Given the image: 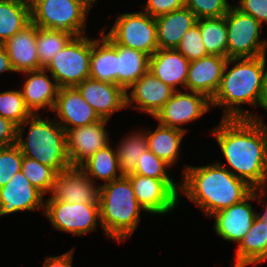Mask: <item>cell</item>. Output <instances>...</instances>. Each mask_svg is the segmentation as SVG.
I'll return each mask as SVG.
<instances>
[{
  "mask_svg": "<svg viewBox=\"0 0 267 267\" xmlns=\"http://www.w3.org/2000/svg\"><path fill=\"white\" fill-rule=\"evenodd\" d=\"M32 115L24 102L20 89L0 93V116L10 120L18 127Z\"/></svg>",
  "mask_w": 267,
  "mask_h": 267,
  "instance_id": "obj_34",
  "label": "cell"
},
{
  "mask_svg": "<svg viewBox=\"0 0 267 267\" xmlns=\"http://www.w3.org/2000/svg\"><path fill=\"white\" fill-rule=\"evenodd\" d=\"M208 55L227 57V25L224 17L197 19Z\"/></svg>",
  "mask_w": 267,
  "mask_h": 267,
  "instance_id": "obj_32",
  "label": "cell"
},
{
  "mask_svg": "<svg viewBox=\"0 0 267 267\" xmlns=\"http://www.w3.org/2000/svg\"><path fill=\"white\" fill-rule=\"evenodd\" d=\"M267 66H265V71L263 74V81H262V90H261V99L262 103L260 107H262L267 112Z\"/></svg>",
  "mask_w": 267,
  "mask_h": 267,
  "instance_id": "obj_46",
  "label": "cell"
},
{
  "mask_svg": "<svg viewBox=\"0 0 267 267\" xmlns=\"http://www.w3.org/2000/svg\"><path fill=\"white\" fill-rule=\"evenodd\" d=\"M130 180L137 202L146 213L167 215L180 203V182L161 180L134 173L126 175Z\"/></svg>",
  "mask_w": 267,
  "mask_h": 267,
  "instance_id": "obj_11",
  "label": "cell"
},
{
  "mask_svg": "<svg viewBox=\"0 0 267 267\" xmlns=\"http://www.w3.org/2000/svg\"><path fill=\"white\" fill-rule=\"evenodd\" d=\"M74 248L59 256L46 257L43 267H73Z\"/></svg>",
  "mask_w": 267,
  "mask_h": 267,
  "instance_id": "obj_43",
  "label": "cell"
},
{
  "mask_svg": "<svg viewBox=\"0 0 267 267\" xmlns=\"http://www.w3.org/2000/svg\"><path fill=\"white\" fill-rule=\"evenodd\" d=\"M4 72H14V69L5 47L0 44V75Z\"/></svg>",
  "mask_w": 267,
  "mask_h": 267,
  "instance_id": "obj_44",
  "label": "cell"
},
{
  "mask_svg": "<svg viewBox=\"0 0 267 267\" xmlns=\"http://www.w3.org/2000/svg\"><path fill=\"white\" fill-rule=\"evenodd\" d=\"M126 136L117 144L115 149L119 170L123 176L134 172L139 158L148 149L145 131L138 130L128 133Z\"/></svg>",
  "mask_w": 267,
  "mask_h": 267,
  "instance_id": "obj_31",
  "label": "cell"
},
{
  "mask_svg": "<svg viewBox=\"0 0 267 267\" xmlns=\"http://www.w3.org/2000/svg\"><path fill=\"white\" fill-rule=\"evenodd\" d=\"M110 144L99 149L94 155L87 159L80 168L93 181L102 180L99 186L123 177L119 170V163L115 149ZM119 173V174H118Z\"/></svg>",
  "mask_w": 267,
  "mask_h": 267,
  "instance_id": "obj_29",
  "label": "cell"
},
{
  "mask_svg": "<svg viewBox=\"0 0 267 267\" xmlns=\"http://www.w3.org/2000/svg\"><path fill=\"white\" fill-rule=\"evenodd\" d=\"M148 149L171 167L178 162L184 131L158 124L154 131L145 130Z\"/></svg>",
  "mask_w": 267,
  "mask_h": 267,
  "instance_id": "obj_27",
  "label": "cell"
},
{
  "mask_svg": "<svg viewBox=\"0 0 267 267\" xmlns=\"http://www.w3.org/2000/svg\"><path fill=\"white\" fill-rule=\"evenodd\" d=\"M72 38L64 32L38 27L36 44L40 64L45 67Z\"/></svg>",
  "mask_w": 267,
  "mask_h": 267,
  "instance_id": "obj_33",
  "label": "cell"
},
{
  "mask_svg": "<svg viewBox=\"0 0 267 267\" xmlns=\"http://www.w3.org/2000/svg\"><path fill=\"white\" fill-rule=\"evenodd\" d=\"M266 55L255 58H228L222 73L220 86L211 99L212 107H223V119L252 118L255 114L241 109L262 103L261 90L266 66ZM236 62V63H235ZM230 64H234L231 69Z\"/></svg>",
  "mask_w": 267,
  "mask_h": 267,
  "instance_id": "obj_3",
  "label": "cell"
},
{
  "mask_svg": "<svg viewBox=\"0 0 267 267\" xmlns=\"http://www.w3.org/2000/svg\"><path fill=\"white\" fill-rule=\"evenodd\" d=\"M17 126L10 120L0 116V147L16 144Z\"/></svg>",
  "mask_w": 267,
  "mask_h": 267,
  "instance_id": "obj_42",
  "label": "cell"
},
{
  "mask_svg": "<svg viewBox=\"0 0 267 267\" xmlns=\"http://www.w3.org/2000/svg\"><path fill=\"white\" fill-rule=\"evenodd\" d=\"M22 161L23 155L16 144L0 147V188L21 171Z\"/></svg>",
  "mask_w": 267,
  "mask_h": 267,
  "instance_id": "obj_37",
  "label": "cell"
},
{
  "mask_svg": "<svg viewBox=\"0 0 267 267\" xmlns=\"http://www.w3.org/2000/svg\"><path fill=\"white\" fill-rule=\"evenodd\" d=\"M190 61L176 49H157L149 57L148 71L175 91L184 87L188 77Z\"/></svg>",
  "mask_w": 267,
  "mask_h": 267,
  "instance_id": "obj_22",
  "label": "cell"
},
{
  "mask_svg": "<svg viewBox=\"0 0 267 267\" xmlns=\"http://www.w3.org/2000/svg\"><path fill=\"white\" fill-rule=\"evenodd\" d=\"M225 19L227 58H255L266 55L267 40H260L263 25L259 21L241 12L234 5L225 15Z\"/></svg>",
  "mask_w": 267,
  "mask_h": 267,
  "instance_id": "obj_8",
  "label": "cell"
},
{
  "mask_svg": "<svg viewBox=\"0 0 267 267\" xmlns=\"http://www.w3.org/2000/svg\"><path fill=\"white\" fill-rule=\"evenodd\" d=\"M45 195L34 187L23 171L17 172L0 188V217L33 210H44Z\"/></svg>",
  "mask_w": 267,
  "mask_h": 267,
  "instance_id": "obj_16",
  "label": "cell"
},
{
  "mask_svg": "<svg viewBox=\"0 0 267 267\" xmlns=\"http://www.w3.org/2000/svg\"><path fill=\"white\" fill-rule=\"evenodd\" d=\"M235 254L234 264L255 266L267 260V223L259 215L237 245Z\"/></svg>",
  "mask_w": 267,
  "mask_h": 267,
  "instance_id": "obj_26",
  "label": "cell"
},
{
  "mask_svg": "<svg viewBox=\"0 0 267 267\" xmlns=\"http://www.w3.org/2000/svg\"><path fill=\"white\" fill-rule=\"evenodd\" d=\"M170 168L171 166L169 164L147 149L143 153V156L139 158L133 173L155 179L174 180L168 174Z\"/></svg>",
  "mask_w": 267,
  "mask_h": 267,
  "instance_id": "obj_36",
  "label": "cell"
},
{
  "mask_svg": "<svg viewBox=\"0 0 267 267\" xmlns=\"http://www.w3.org/2000/svg\"><path fill=\"white\" fill-rule=\"evenodd\" d=\"M43 214L56 230L76 236L93 232L100 224L99 204L45 201Z\"/></svg>",
  "mask_w": 267,
  "mask_h": 267,
  "instance_id": "obj_10",
  "label": "cell"
},
{
  "mask_svg": "<svg viewBox=\"0 0 267 267\" xmlns=\"http://www.w3.org/2000/svg\"><path fill=\"white\" fill-rule=\"evenodd\" d=\"M31 22L42 29L85 35L87 15L92 5L87 0H31Z\"/></svg>",
  "mask_w": 267,
  "mask_h": 267,
  "instance_id": "obj_6",
  "label": "cell"
},
{
  "mask_svg": "<svg viewBox=\"0 0 267 267\" xmlns=\"http://www.w3.org/2000/svg\"><path fill=\"white\" fill-rule=\"evenodd\" d=\"M159 49H176L184 34L196 23V16L184 6L155 18Z\"/></svg>",
  "mask_w": 267,
  "mask_h": 267,
  "instance_id": "obj_25",
  "label": "cell"
},
{
  "mask_svg": "<svg viewBox=\"0 0 267 267\" xmlns=\"http://www.w3.org/2000/svg\"><path fill=\"white\" fill-rule=\"evenodd\" d=\"M92 6L97 2V0H87Z\"/></svg>",
  "mask_w": 267,
  "mask_h": 267,
  "instance_id": "obj_49",
  "label": "cell"
},
{
  "mask_svg": "<svg viewBox=\"0 0 267 267\" xmlns=\"http://www.w3.org/2000/svg\"><path fill=\"white\" fill-rule=\"evenodd\" d=\"M211 100L199 92L179 90L153 117L160 125L187 132L181 125L192 123L210 111Z\"/></svg>",
  "mask_w": 267,
  "mask_h": 267,
  "instance_id": "obj_12",
  "label": "cell"
},
{
  "mask_svg": "<svg viewBox=\"0 0 267 267\" xmlns=\"http://www.w3.org/2000/svg\"><path fill=\"white\" fill-rule=\"evenodd\" d=\"M100 31L98 39L91 38V60L89 78L118 85V52L115 44Z\"/></svg>",
  "mask_w": 267,
  "mask_h": 267,
  "instance_id": "obj_24",
  "label": "cell"
},
{
  "mask_svg": "<svg viewBox=\"0 0 267 267\" xmlns=\"http://www.w3.org/2000/svg\"><path fill=\"white\" fill-rule=\"evenodd\" d=\"M118 85L125 91L149 69V55L122 45H117Z\"/></svg>",
  "mask_w": 267,
  "mask_h": 267,
  "instance_id": "obj_28",
  "label": "cell"
},
{
  "mask_svg": "<svg viewBox=\"0 0 267 267\" xmlns=\"http://www.w3.org/2000/svg\"><path fill=\"white\" fill-rule=\"evenodd\" d=\"M100 186L80 167H69L57 173L51 197L46 201L99 204Z\"/></svg>",
  "mask_w": 267,
  "mask_h": 267,
  "instance_id": "obj_13",
  "label": "cell"
},
{
  "mask_svg": "<svg viewBox=\"0 0 267 267\" xmlns=\"http://www.w3.org/2000/svg\"><path fill=\"white\" fill-rule=\"evenodd\" d=\"M145 6L143 11L156 18L183 8L185 6V0H147Z\"/></svg>",
  "mask_w": 267,
  "mask_h": 267,
  "instance_id": "obj_40",
  "label": "cell"
},
{
  "mask_svg": "<svg viewBox=\"0 0 267 267\" xmlns=\"http://www.w3.org/2000/svg\"><path fill=\"white\" fill-rule=\"evenodd\" d=\"M254 200H257V196L252 191L241 202L213 214L211 218L215 220L216 234L223 240L236 242L238 245L258 215V212L256 213L251 205V201Z\"/></svg>",
  "mask_w": 267,
  "mask_h": 267,
  "instance_id": "obj_15",
  "label": "cell"
},
{
  "mask_svg": "<svg viewBox=\"0 0 267 267\" xmlns=\"http://www.w3.org/2000/svg\"><path fill=\"white\" fill-rule=\"evenodd\" d=\"M182 175L180 194L199 207L207 218L241 202L253 191L217 161L206 166L185 165Z\"/></svg>",
  "mask_w": 267,
  "mask_h": 267,
  "instance_id": "obj_2",
  "label": "cell"
},
{
  "mask_svg": "<svg viewBox=\"0 0 267 267\" xmlns=\"http://www.w3.org/2000/svg\"><path fill=\"white\" fill-rule=\"evenodd\" d=\"M232 267H246V265L233 264Z\"/></svg>",
  "mask_w": 267,
  "mask_h": 267,
  "instance_id": "obj_50",
  "label": "cell"
},
{
  "mask_svg": "<svg viewBox=\"0 0 267 267\" xmlns=\"http://www.w3.org/2000/svg\"><path fill=\"white\" fill-rule=\"evenodd\" d=\"M108 120L101 119L93 124L66 131L67 152L71 167H80L99 149L110 144L106 130Z\"/></svg>",
  "mask_w": 267,
  "mask_h": 267,
  "instance_id": "obj_14",
  "label": "cell"
},
{
  "mask_svg": "<svg viewBox=\"0 0 267 267\" xmlns=\"http://www.w3.org/2000/svg\"><path fill=\"white\" fill-rule=\"evenodd\" d=\"M233 5L241 12L253 16L261 24L267 25V0H239Z\"/></svg>",
  "mask_w": 267,
  "mask_h": 267,
  "instance_id": "obj_41",
  "label": "cell"
},
{
  "mask_svg": "<svg viewBox=\"0 0 267 267\" xmlns=\"http://www.w3.org/2000/svg\"><path fill=\"white\" fill-rule=\"evenodd\" d=\"M253 191L255 192L257 196V200H258L257 202L260 204H262V202L264 203L263 197H266L265 194L267 193V182L265 184H262L261 186L254 188ZM264 204H262L265 207L263 213H258V215L267 223V202Z\"/></svg>",
  "mask_w": 267,
  "mask_h": 267,
  "instance_id": "obj_45",
  "label": "cell"
},
{
  "mask_svg": "<svg viewBox=\"0 0 267 267\" xmlns=\"http://www.w3.org/2000/svg\"><path fill=\"white\" fill-rule=\"evenodd\" d=\"M211 133L226 160L217 163L253 189L267 182L265 139L252 118H221Z\"/></svg>",
  "mask_w": 267,
  "mask_h": 267,
  "instance_id": "obj_1",
  "label": "cell"
},
{
  "mask_svg": "<svg viewBox=\"0 0 267 267\" xmlns=\"http://www.w3.org/2000/svg\"><path fill=\"white\" fill-rule=\"evenodd\" d=\"M176 50L183 54L190 62L208 55L202 41L200 27L197 24L184 34Z\"/></svg>",
  "mask_w": 267,
  "mask_h": 267,
  "instance_id": "obj_38",
  "label": "cell"
},
{
  "mask_svg": "<svg viewBox=\"0 0 267 267\" xmlns=\"http://www.w3.org/2000/svg\"><path fill=\"white\" fill-rule=\"evenodd\" d=\"M29 125L26 138L25 128ZM16 145L23 156L53 168L57 173L71 167L65 129L53 118L33 114L17 127Z\"/></svg>",
  "mask_w": 267,
  "mask_h": 267,
  "instance_id": "obj_5",
  "label": "cell"
},
{
  "mask_svg": "<svg viewBox=\"0 0 267 267\" xmlns=\"http://www.w3.org/2000/svg\"><path fill=\"white\" fill-rule=\"evenodd\" d=\"M185 6L197 19L224 17L231 4L227 0H185Z\"/></svg>",
  "mask_w": 267,
  "mask_h": 267,
  "instance_id": "obj_39",
  "label": "cell"
},
{
  "mask_svg": "<svg viewBox=\"0 0 267 267\" xmlns=\"http://www.w3.org/2000/svg\"><path fill=\"white\" fill-rule=\"evenodd\" d=\"M23 74L26 75V79L20 91L30 112L37 114L43 108L52 111L59 90L55 79L52 78L51 81L48 71L44 68Z\"/></svg>",
  "mask_w": 267,
  "mask_h": 267,
  "instance_id": "obj_23",
  "label": "cell"
},
{
  "mask_svg": "<svg viewBox=\"0 0 267 267\" xmlns=\"http://www.w3.org/2000/svg\"><path fill=\"white\" fill-rule=\"evenodd\" d=\"M21 170L31 184L44 195L52 191L57 172L37 160L23 156Z\"/></svg>",
  "mask_w": 267,
  "mask_h": 267,
  "instance_id": "obj_35",
  "label": "cell"
},
{
  "mask_svg": "<svg viewBox=\"0 0 267 267\" xmlns=\"http://www.w3.org/2000/svg\"><path fill=\"white\" fill-rule=\"evenodd\" d=\"M227 59V57L207 55L191 61L185 91L202 93L211 100L220 86Z\"/></svg>",
  "mask_w": 267,
  "mask_h": 267,
  "instance_id": "obj_20",
  "label": "cell"
},
{
  "mask_svg": "<svg viewBox=\"0 0 267 267\" xmlns=\"http://www.w3.org/2000/svg\"><path fill=\"white\" fill-rule=\"evenodd\" d=\"M31 23L30 2L0 1V44Z\"/></svg>",
  "mask_w": 267,
  "mask_h": 267,
  "instance_id": "obj_30",
  "label": "cell"
},
{
  "mask_svg": "<svg viewBox=\"0 0 267 267\" xmlns=\"http://www.w3.org/2000/svg\"><path fill=\"white\" fill-rule=\"evenodd\" d=\"M37 30L38 26L31 22L3 43L14 72L23 73L44 68L38 59Z\"/></svg>",
  "mask_w": 267,
  "mask_h": 267,
  "instance_id": "obj_21",
  "label": "cell"
},
{
  "mask_svg": "<svg viewBox=\"0 0 267 267\" xmlns=\"http://www.w3.org/2000/svg\"><path fill=\"white\" fill-rule=\"evenodd\" d=\"M106 35L117 45L140 50L149 56L159 49L155 18L144 11L118 15Z\"/></svg>",
  "mask_w": 267,
  "mask_h": 267,
  "instance_id": "obj_9",
  "label": "cell"
},
{
  "mask_svg": "<svg viewBox=\"0 0 267 267\" xmlns=\"http://www.w3.org/2000/svg\"><path fill=\"white\" fill-rule=\"evenodd\" d=\"M91 38L86 35L72 38L44 67L59 88L76 87L89 78Z\"/></svg>",
  "mask_w": 267,
  "mask_h": 267,
  "instance_id": "obj_7",
  "label": "cell"
},
{
  "mask_svg": "<svg viewBox=\"0 0 267 267\" xmlns=\"http://www.w3.org/2000/svg\"><path fill=\"white\" fill-rule=\"evenodd\" d=\"M4 2H29L28 0H0Z\"/></svg>",
  "mask_w": 267,
  "mask_h": 267,
  "instance_id": "obj_48",
  "label": "cell"
},
{
  "mask_svg": "<svg viewBox=\"0 0 267 267\" xmlns=\"http://www.w3.org/2000/svg\"><path fill=\"white\" fill-rule=\"evenodd\" d=\"M76 88L101 119L109 121L114 112L127 108L126 91L117 84L87 78Z\"/></svg>",
  "mask_w": 267,
  "mask_h": 267,
  "instance_id": "obj_18",
  "label": "cell"
},
{
  "mask_svg": "<svg viewBox=\"0 0 267 267\" xmlns=\"http://www.w3.org/2000/svg\"><path fill=\"white\" fill-rule=\"evenodd\" d=\"M252 119L255 121V123L258 125V127L260 128V130L263 133V136L265 139L266 151H267V125L265 124V122H263L264 120L261 116H258L255 114L252 117Z\"/></svg>",
  "mask_w": 267,
  "mask_h": 267,
  "instance_id": "obj_47",
  "label": "cell"
},
{
  "mask_svg": "<svg viewBox=\"0 0 267 267\" xmlns=\"http://www.w3.org/2000/svg\"><path fill=\"white\" fill-rule=\"evenodd\" d=\"M52 112H55L54 119L65 131L101 120L76 87L59 88Z\"/></svg>",
  "mask_w": 267,
  "mask_h": 267,
  "instance_id": "obj_17",
  "label": "cell"
},
{
  "mask_svg": "<svg viewBox=\"0 0 267 267\" xmlns=\"http://www.w3.org/2000/svg\"><path fill=\"white\" fill-rule=\"evenodd\" d=\"M174 92V89L148 71L127 89L126 107L136 102V105L132 106L135 110L143 111L154 117Z\"/></svg>",
  "mask_w": 267,
  "mask_h": 267,
  "instance_id": "obj_19",
  "label": "cell"
},
{
  "mask_svg": "<svg viewBox=\"0 0 267 267\" xmlns=\"http://www.w3.org/2000/svg\"><path fill=\"white\" fill-rule=\"evenodd\" d=\"M141 211L146 212L126 176L100 186V225L107 238L119 243L129 239L141 222Z\"/></svg>",
  "mask_w": 267,
  "mask_h": 267,
  "instance_id": "obj_4",
  "label": "cell"
}]
</instances>
